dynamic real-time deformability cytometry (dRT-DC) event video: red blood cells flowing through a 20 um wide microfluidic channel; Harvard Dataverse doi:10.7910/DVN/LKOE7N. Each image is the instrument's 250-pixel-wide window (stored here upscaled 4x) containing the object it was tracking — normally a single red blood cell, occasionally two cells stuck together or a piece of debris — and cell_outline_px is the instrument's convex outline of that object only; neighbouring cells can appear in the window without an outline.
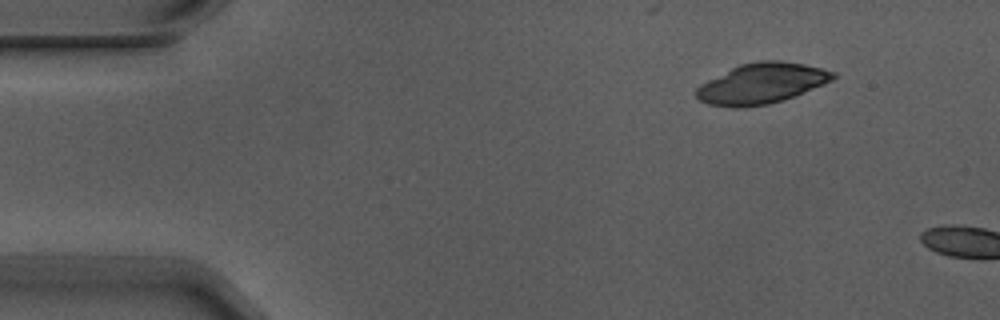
{"species": "Egyptian fruit bat (a non-hibernating species)", "species_latin": "Rousettus aegyptiacus", "temperature_condition": "warm", "stored_images_in_passage": 2, "camera_frame_rate_fps": 3000, "um_per_image_px": 0.085, "animal": {"sex": "male"}, "frame": {"image": 1, "passage_image": 1, "time_ms": 0.0, "image_size_px": [1000, 320], "cell_outline_px": [[836, 76], [832, 80], [824, 84], [784, 100], [768, 104], [740, 108], [732, 108], [708, 104], [700, 100], [696, 96], [696, 88], [700, 84], [740, 64], [760, 60], [780, 60], [804, 64], [836, 72]], "centroid_in_image_um": [64.73, 7.1], "position_along_channel_um": 20.3, "area_um2": 32.19}}